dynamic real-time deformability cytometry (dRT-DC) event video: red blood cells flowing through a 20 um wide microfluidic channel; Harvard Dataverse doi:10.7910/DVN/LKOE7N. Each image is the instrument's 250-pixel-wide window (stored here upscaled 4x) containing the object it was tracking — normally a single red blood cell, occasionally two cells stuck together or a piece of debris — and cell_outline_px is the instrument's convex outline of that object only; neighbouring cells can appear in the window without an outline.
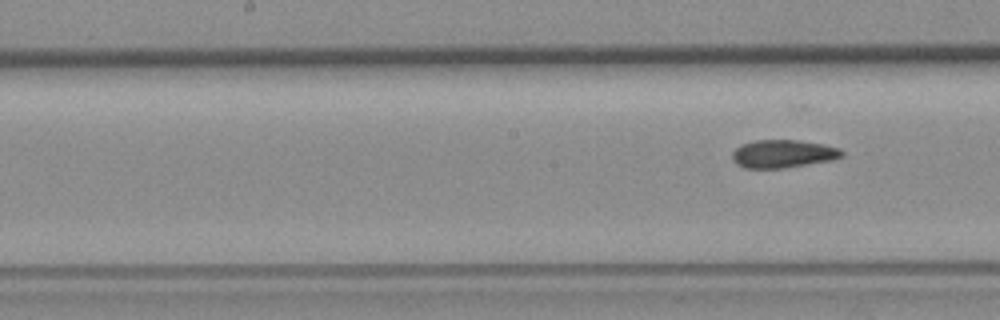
{"species": "common noctule bat (a hibernating species)", "species_latin": "Nyctalus noctula", "temperature_condition": "room temperature", "stored_images_in_passage": 8, "segment_of_instrument_passage": [2, 2], "camera_frame_rate_fps": 3000, "um_per_image_px": 0.085, "animal": {"sex": "female", "body_mass_g": 19.3, "forearm_length_mm": 54.1}, "frame": {"image": 1, "passage_image": 8, "time_ms": 2.333, "image_size_px": [1000, 320], "cell_outline_px": [[844, 156], [832, 160], [784, 168], [744, 168], [736, 164], [732, 160], [732, 152], [740, 144], [756, 140], [796, 140], [824, 144], [840, 148], [844, 152]], "centroid_in_image_um": [66.55, 13.07], "position_along_channel_um": 181.6, "area_um2": 18.03}}